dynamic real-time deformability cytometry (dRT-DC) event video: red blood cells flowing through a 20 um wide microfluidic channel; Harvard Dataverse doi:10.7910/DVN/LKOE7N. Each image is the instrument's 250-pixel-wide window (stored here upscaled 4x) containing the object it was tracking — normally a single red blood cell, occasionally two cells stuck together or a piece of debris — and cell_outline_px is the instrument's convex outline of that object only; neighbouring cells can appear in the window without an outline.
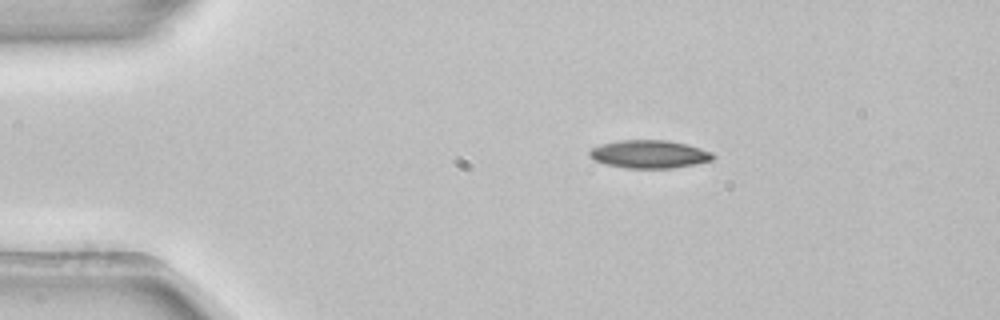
{"species": "common noctule bat (a hibernating species)", "species_latin": "Nyctalus noctula", "temperature_condition": "room temperature", "stored_images_in_passage": 3, "camera_frame_rate_fps": 3000, "um_per_image_px": 0.085, "animal": {"sex": "female", "body_mass_g": 22.7, "forearm_length_mm": 54.2}, "frame": {"image": 1, "passage_image": 1, "time_ms": 0.0, "image_size_px": [1000, 320], "cell_outline_px": [[716, 156], [712, 160], [696, 164], [672, 168], [624, 168], [604, 164], [588, 156], [588, 152], [592, 148], [600, 144], [620, 140], [668, 140], [688, 144], [712, 152]], "centroid_in_image_um": [55.19, 13.1], "position_along_channel_um": 29.8, "area_um2": 20.35}}
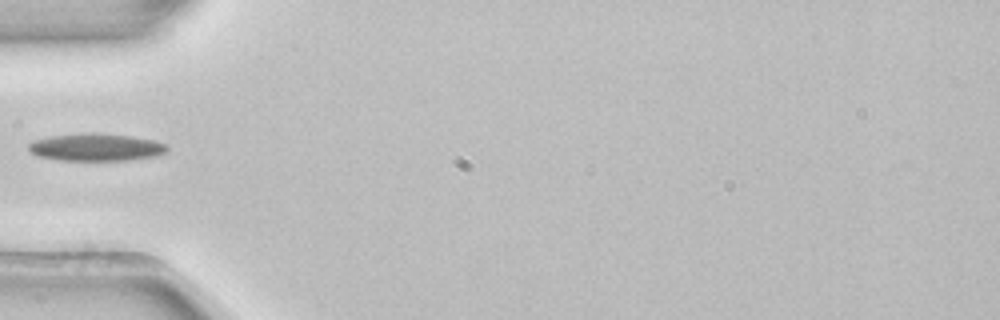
{"frame": {"image": 2, "passage_image": 3, "time_ms": 0.667, "image_size_px": [1000, 320], "cell_outline_px": [[168, 152], [156, 156], [128, 160], [60, 160], [36, 156], [28, 148], [28, 144], [32, 140], [52, 136], [132, 136], [156, 140], [164, 144], [168, 148]], "centroid_in_image_um": [8.2, 12.57], "position_along_channel_um": 76.8, "area_um2": 21.1}}